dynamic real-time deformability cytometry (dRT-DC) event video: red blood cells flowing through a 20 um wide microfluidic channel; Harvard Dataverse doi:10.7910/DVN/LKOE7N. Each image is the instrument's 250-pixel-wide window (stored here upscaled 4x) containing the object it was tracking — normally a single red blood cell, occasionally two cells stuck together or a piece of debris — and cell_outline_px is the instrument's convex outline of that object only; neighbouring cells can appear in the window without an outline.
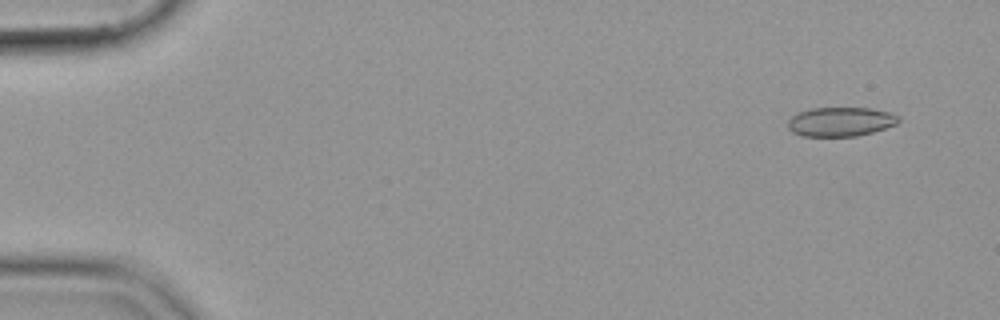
{"species": "common noctule bat (a hibernating species)", "species_latin": "Nyctalus noctula", "temperature_condition": "cold", "stored_images_in_passage": 55, "camera_frame_rate_fps": 3000, "um_per_image_px": 0.085, "animal": {"sex": "female", "body_mass_g": 19.9}, "frame": {"image": 1, "passage_image": 4, "time_ms": 1.0, "image_size_px": [1000, 320], "cell_outline_px": [[900, 120], [896, 124], [872, 132], [856, 136], [804, 136], [792, 132], [788, 128], [788, 120], [792, 116], [800, 112], [812, 108], [872, 108], [888, 112], [900, 116]], "centroid_in_image_um": [71.45, 10.34], "position_along_channel_um": 13.5, "area_um2": 18.73}}
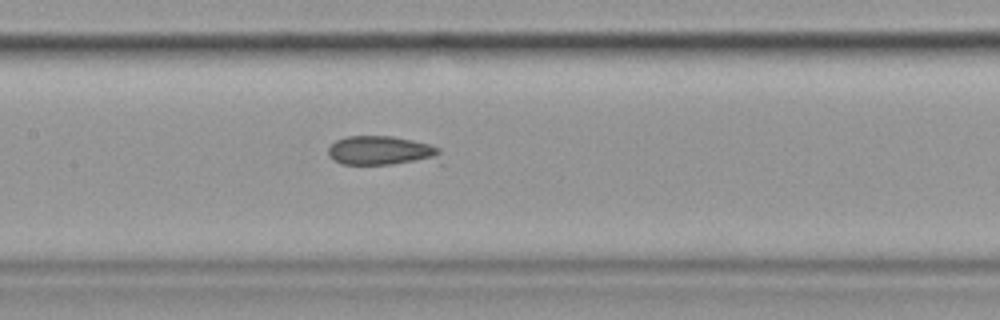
{"frame": {"image": 2, "passage_image": 27, "time_ms": 8.667, "image_size_px": [1000, 320], "cell_outline_px": [[444, 164], [340, 164], [328, 156], [328, 148], [336, 140], [344, 136], [392, 136], [412, 140], [428, 144], [440, 148]], "centroid_in_image_um": [32.58, 12.85], "position_along_channel_um": 174.8, "area_um2": 20.11}}
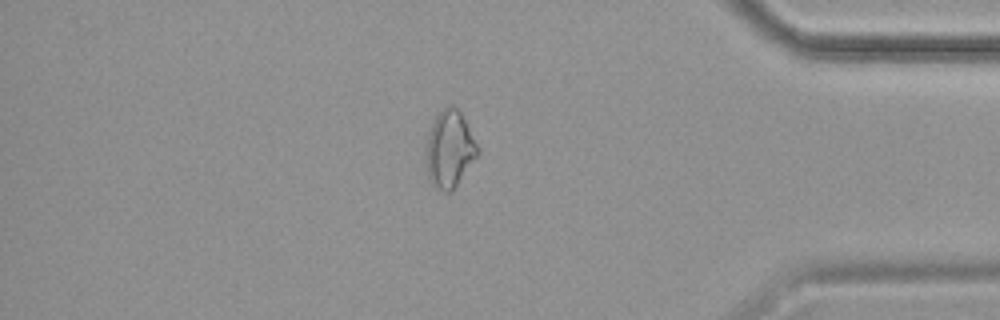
{"frame": {"image": 3, "passage_image": 47, "time_ms": 15.333, "image_size_px": [1000, 320], "cell_outline_px": [[480, 152], [452, 192], [444, 192], [436, 188], [432, 184], [428, 176], [424, 156], [424, 152], [428, 132], [436, 116], [448, 104], [452, 104], [460, 112], [480, 148]], "centroid_in_image_um": [38.19, 12.7], "position_along_channel_um": 397.0, "area_um2": 23.41}}